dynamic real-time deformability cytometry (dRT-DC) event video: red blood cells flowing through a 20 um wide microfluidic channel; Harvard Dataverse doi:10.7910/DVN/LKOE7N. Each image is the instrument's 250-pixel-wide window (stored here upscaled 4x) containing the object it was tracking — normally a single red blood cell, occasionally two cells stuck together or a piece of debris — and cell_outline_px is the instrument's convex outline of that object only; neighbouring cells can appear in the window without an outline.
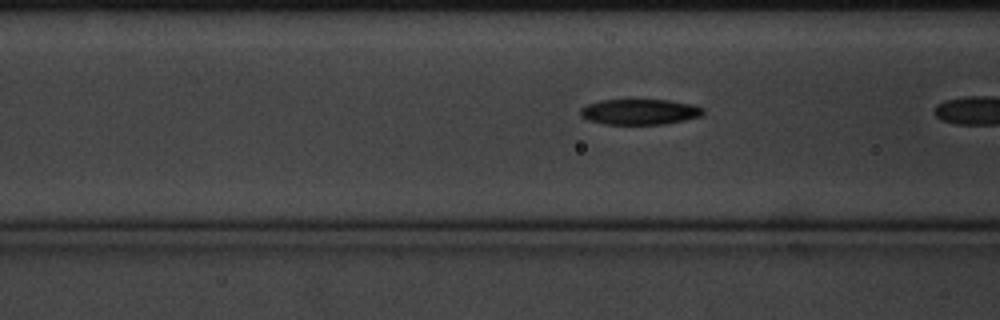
{"species": "common noctule bat (a hibernating species)", "species_latin": "Nyctalus noctula", "temperature_condition": "cold", "stored_images_in_passage": 7, "camera_frame_rate_fps": 3000, "um_per_image_px": 0.085, "animal": {"sex": "male", "body_mass_g": 20.1, "forearm_length_mm": 53.5}, "frame": {"image": 1, "passage_image": 4, "time_ms": 1.0, "image_size_px": [1000, 320], "cell_outline_px": [[704, 112], [700, 116], [684, 120], [664, 124], [604, 124], [588, 120], [580, 116], [580, 108], [588, 104], [600, 100], [668, 100], [692, 104], [704, 108]], "centroid_in_image_um": [54.35, 9.5], "position_along_channel_um": 112.2, "area_um2": 18.26}}